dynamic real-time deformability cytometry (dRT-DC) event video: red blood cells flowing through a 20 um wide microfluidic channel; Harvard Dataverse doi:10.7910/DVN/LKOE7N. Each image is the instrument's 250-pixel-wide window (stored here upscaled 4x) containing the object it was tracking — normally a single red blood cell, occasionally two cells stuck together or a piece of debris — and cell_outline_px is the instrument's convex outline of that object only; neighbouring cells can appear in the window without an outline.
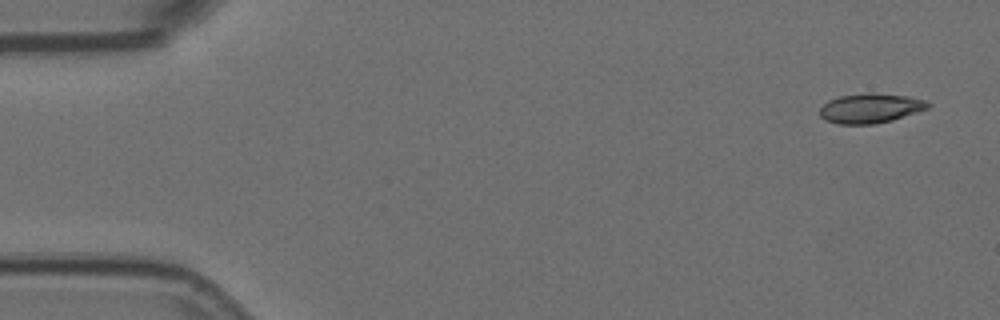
{"species": "Egyptian fruit bat (a non-hibernating species)", "species_latin": "Rousettus aegyptiacus", "temperature_condition": "room temperature", "stored_images_in_passage": 4, "camera_frame_rate_fps": 3000, "um_per_image_px": 0.085, "animal": {"sex": "female"}, "frame": {"image": 1, "passage_image": 1, "time_ms": 0.0, "image_size_px": [1000, 320], "cell_outline_px": [[932, 104], [928, 108], [892, 120], [876, 124], [840, 124], [824, 120], [820, 116], [820, 108], [828, 100], [840, 96], [872, 92], [908, 96], [924, 100]], "centroid_in_image_um": [73.97, 9.2], "position_along_channel_um": 11.0, "area_um2": 18.67}}
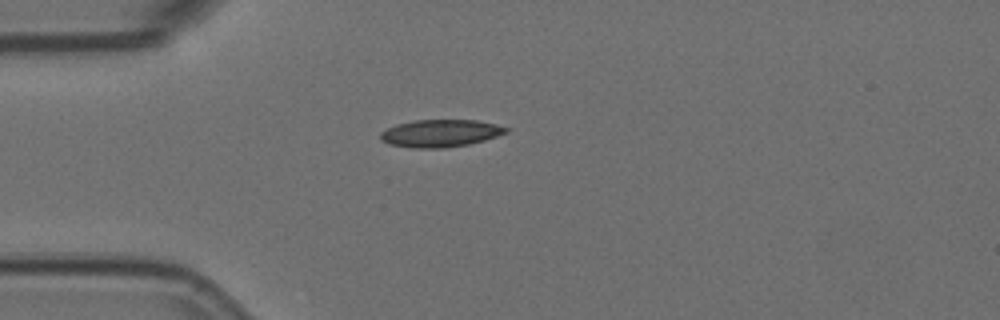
{"frame": {"image": 2, "passage_image": 4, "time_ms": 1.0, "image_size_px": [1000, 320], "cell_outline_px": [[508, 132], [484, 140], [468, 144], [444, 148], [412, 148], [388, 144], [380, 140], [380, 132], [396, 124], [416, 120], [476, 120], [496, 124], [508, 128]], "centroid_in_image_um": [37.4, 11.33], "position_along_channel_um": 47.6, "area_um2": 20.06}}